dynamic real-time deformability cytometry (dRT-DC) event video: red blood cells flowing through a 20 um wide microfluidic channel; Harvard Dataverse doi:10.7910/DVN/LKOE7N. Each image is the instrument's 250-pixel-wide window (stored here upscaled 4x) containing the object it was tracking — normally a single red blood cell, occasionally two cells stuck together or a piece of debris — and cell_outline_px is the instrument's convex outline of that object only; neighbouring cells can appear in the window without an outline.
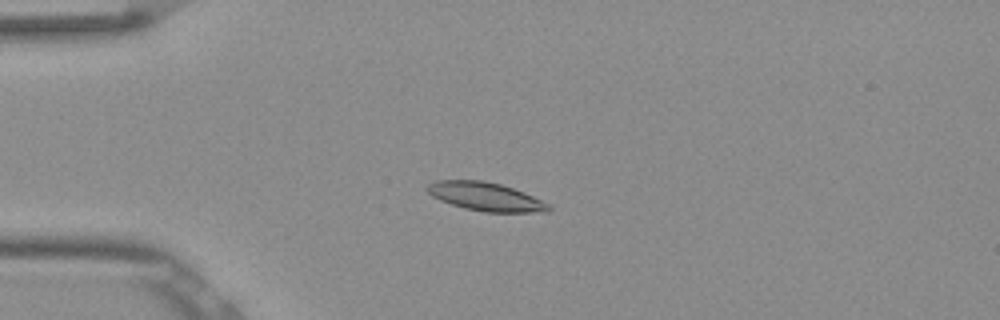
{"species": "Egyptian fruit bat (a non-hibernating species)", "species_latin": "Rousettus aegyptiacus", "temperature_condition": "room temperature", "stored_images_in_passage": 55, "camera_frame_rate_fps": 3000, "um_per_image_px": 0.085, "frame": {"image": 1, "passage_image": 15, "time_ms": 4.667, "image_size_px": [1000, 320], "cell_outline_px": [[552, 208], [548, 212], [484, 212], [464, 208], [440, 200], [432, 196], [424, 188], [428, 184], [436, 180], [480, 180], [500, 184], [524, 192], [552, 204]], "centroid_in_image_um": [41.3, 16.72], "position_along_channel_um": 43.7, "area_um2": 20.29}}
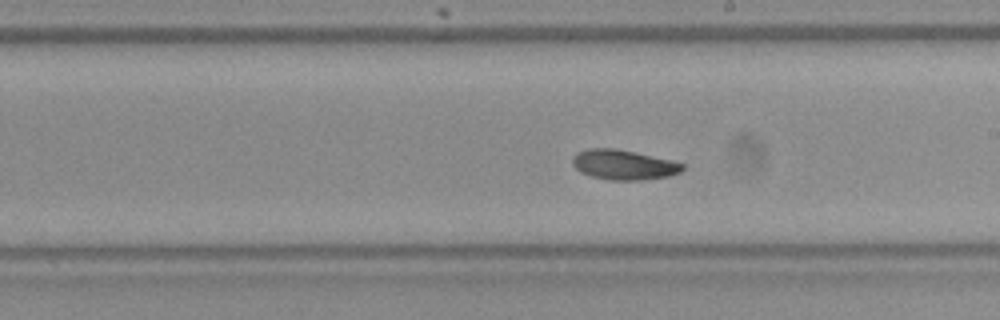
{"frame": {"image": 2, "passage_image": 32, "time_ms": 10.333, "image_size_px": [1000, 320], "cell_outline_px": [[684, 168], [680, 172], [668, 176], [640, 180], [612, 180], [592, 176], [580, 172], [572, 164], [572, 156], [576, 152], [588, 148], [616, 148], [636, 152], [684, 164]], "centroid_in_image_um": [52.95, 13.99], "position_along_channel_um": 236.0, "area_um2": 19.07}}
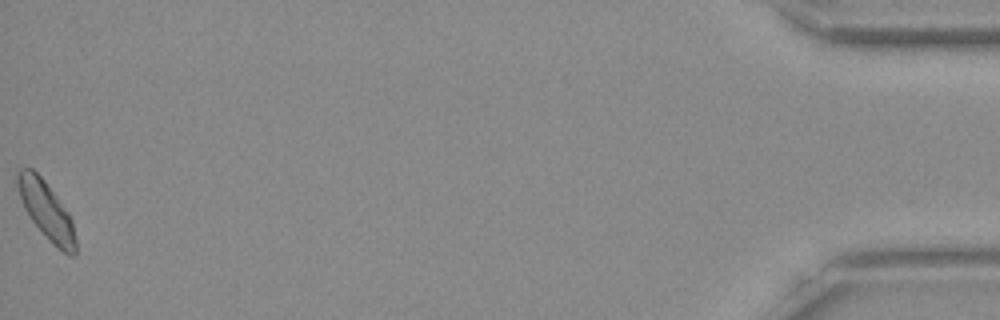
{"frame": {"image": 3, "passage_image": 55, "time_ms": 18.0, "image_size_px": [1000, 320], "cell_outline_px": [[76, 256], [68, 256], [32, 220], [24, 208], [16, 184], [16, 172], [20, 168], [32, 168], [44, 180], [68, 212], [72, 220], [76, 240]], "centroid_in_image_um": [3.94, 17.84], "position_along_channel_um": 431.3, "area_um2": 18.96}, "authors_computed_cell_mechanics": {"area_um2": 19.3052, "velocity_mm_per_s": 3.812, "shape_relaxation_time_tau1_ms": 4.7477, "shape_relaxation_time_tau2_ms": 4.3438, "deformation_change_tau1": 0.1457, "deformation_change_tau2": 0.0925}}